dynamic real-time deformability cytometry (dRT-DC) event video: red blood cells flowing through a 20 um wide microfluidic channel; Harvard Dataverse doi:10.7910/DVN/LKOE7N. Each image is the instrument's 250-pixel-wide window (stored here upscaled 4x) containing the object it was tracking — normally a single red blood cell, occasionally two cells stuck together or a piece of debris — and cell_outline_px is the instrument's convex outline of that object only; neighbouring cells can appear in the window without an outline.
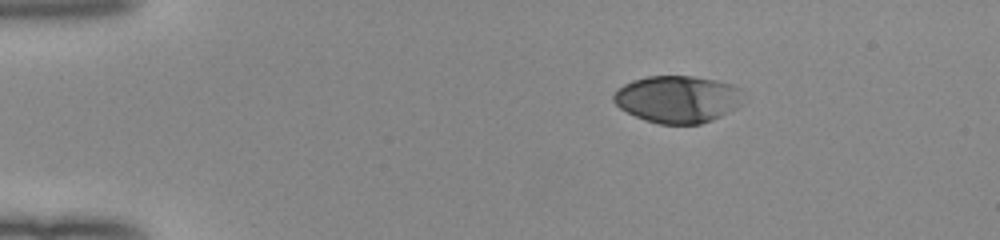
{"species": "human", "species_latin": "Homo sapiens", "temperature_condition": "room temperature", "stored_images_in_passage": 44, "camera_frame_rate_fps": 3000, "um_per_image_px": 0.085, "donor": {"sex": "female"}, "frame": {"image": 1, "passage_image": 1, "time_ms": 0.0, "image_size_px": [1000, 240], "cell_outline_px": [[748, 96], [736, 108], [712, 120], [700, 124], [660, 124], [644, 120], [620, 108], [612, 100], [612, 96], [616, 88], [632, 80], [648, 76], [692, 76], [716, 80], [732, 84], [740, 88]], "centroid_in_image_um": [57.62, 8.42], "position_along_channel_um": 27.4, "area_um2": 36.07}}
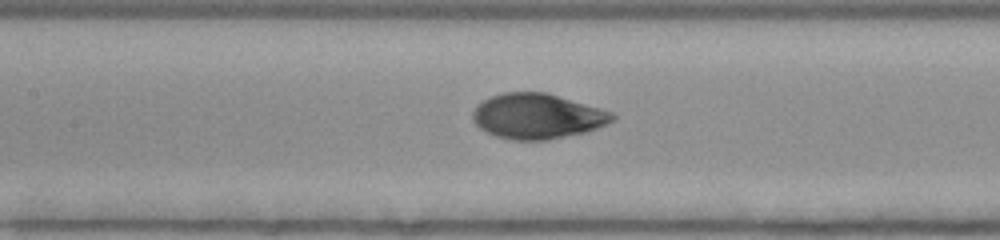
{"frame": {"image": 2, "passage_image": 17, "time_ms": 5.333, "image_size_px": [1000, 240], "cell_outline_px": [[616, 120], [608, 124], [584, 132], [548, 140], [512, 140], [496, 136], [480, 128], [472, 120], [472, 112], [476, 104], [492, 96], [504, 92], [548, 92], [600, 108], [612, 112], [616, 116]], "centroid_in_image_um": [45.68, 9.87], "position_along_channel_um": 161.7, "area_um2": 36.93}}
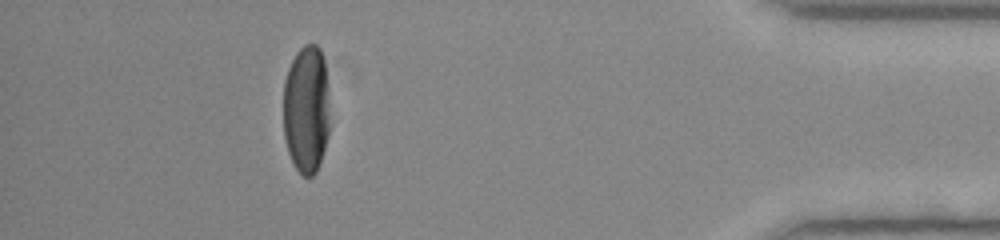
{"frame": {"image": 3, "passage_image": 39, "time_ms": 12.667, "image_size_px": [1000, 240], "cell_outline_px": [[328, 136], [320, 164], [316, 172], [312, 176], [304, 176], [296, 168], [288, 152], [284, 136], [284, 80], [288, 68], [296, 52], [304, 44], [316, 44], [320, 48], [324, 60], [328, 108]], "centroid_in_image_um": [26.02, 9.29], "position_along_channel_um": 409.2, "area_um2": 34.56}, "authors_computed_cell_mechanics": {"area_um2": 36.414, "velocity_mm_per_s": 3.9971, "shape_relaxation_time_tau1_ms": 4.142, "shape_relaxation_time_tau2_ms": 0.8033, "deformation_change_tau1": 0.2077, "deformation_change_tau2": 0.0405}}